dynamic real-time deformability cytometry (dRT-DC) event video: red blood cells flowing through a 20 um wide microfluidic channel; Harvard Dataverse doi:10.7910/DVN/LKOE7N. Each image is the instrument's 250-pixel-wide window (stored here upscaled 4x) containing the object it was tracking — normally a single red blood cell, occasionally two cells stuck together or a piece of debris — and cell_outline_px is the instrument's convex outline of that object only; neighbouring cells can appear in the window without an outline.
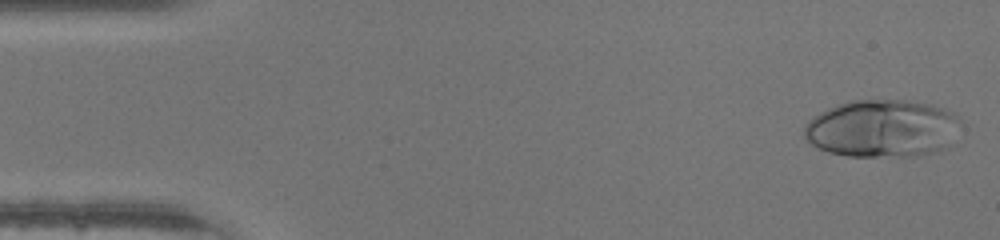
{"species": "human", "species_latin": "Homo sapiens", "temperature_condition": "warm", "stored_images_in_passage": 45, "camera_frame_rate_fps": 3000, "um_per_image_px": 0.085, "donor": {"sex": "male"}, "frame": {"image": 1, "passage_image": 1, "time_ms": 0.0, "image_size_px": [1000, 240], "cell_outline_px": [[960, 120], [948, 148], [916, 156], [848, 156], [828, 152], [812, 144], [804, 136], [804, 124], [808, 120], [820, 112], [828, 108], [848, 100], [904, 100], [932, 104], [944, 108], [952, 112]], "centroid_in_image_um": [74.97, 10.91], "position_along_channel_um": 10.0, "area_um2": 52.54}}
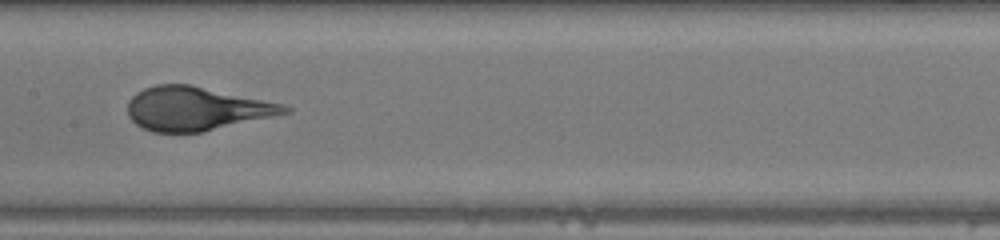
{"frame": {"image": 2, "passage_image": 22, "time_ms": 7.0, "image_size_px": [1000, 240], "cell_outline_px": [[292, 112], [204, 132], [152, 132], [136, 124], [128, 116], [128, 100], [136, 92], [144, 88], [156, 84], [192, 84], [284, 104], [292, 108]], "centroid_in_image_um": [16.7, 9.23], "position_along_channel_um": 190.7, "area_um2": 40.23}}
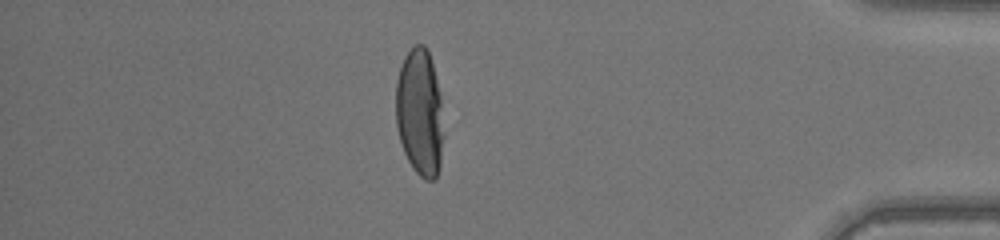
{"frame": {"image": 3, "passage_image": 39, "time_ms": 12.667, "image_size_px": [1000, 240], "cell_outline_px": [[440, 168], [436, 180], [424, 180], [412, 168], [404, 152], [396, 128], [396, 80], [404, 56], [416, 44], [424, 44], [428, 48], [440, 96]], "centroid_in_image_um": [35.63, 9.56], "position_along_channel_um": 399.6, "area_um2": 34.68}}